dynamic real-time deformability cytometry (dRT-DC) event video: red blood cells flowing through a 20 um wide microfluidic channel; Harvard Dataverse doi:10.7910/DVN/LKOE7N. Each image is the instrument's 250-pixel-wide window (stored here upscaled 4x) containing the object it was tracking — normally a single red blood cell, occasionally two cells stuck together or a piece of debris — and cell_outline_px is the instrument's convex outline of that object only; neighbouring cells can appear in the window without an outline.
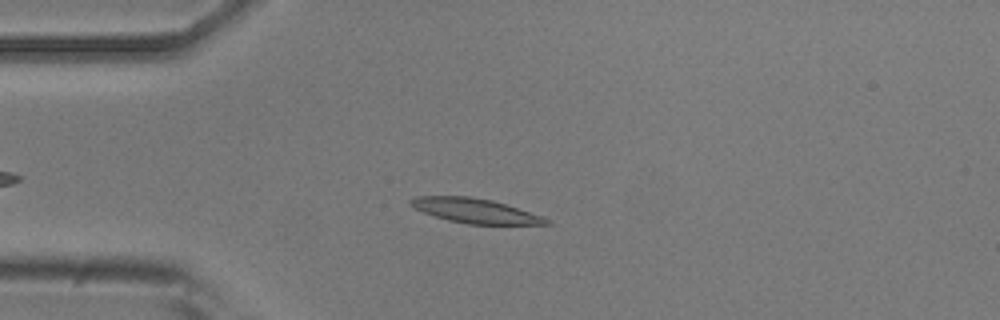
{"species": "common noctule bat (a hibernating species)", "species_latin": "Nyctalus noctula", "temperature_condition": "room temperature", "stored_images_in_passage": 42, "camera_frame_rate_fps": 3000, "um_per_image_px": 0.085, "animal": {"sex": "male", "body_mass_g": 20.5, "forearm_length_mm": 52.5}, "frame": {"image": 1, "passage_image": 3, "time_ms": 0.667, "image_size_px": [1000, 320], "cell_outline_px": [[552, 224], [468, 224], [448, 220], [412, 208], [408, 204], [408, 200], [416, 196], [468, 196], [492, 200], [544, 216]], "centroid_in_image_um": [40.35, 17.9], "position_along_channel_um": 44.6, "area_um2": 19.36}}
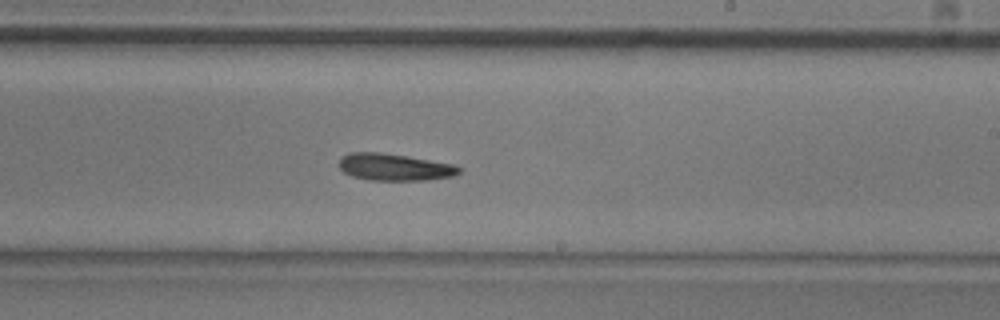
{"frame": {"image": 2, "passage_image": 21, "time_ms": 6.667, "image_size_px": [1000, 320], "cell_outline_px": [[460, 172], [456, 176], [428, 180], [368, 180], [352, 176], [344, 172], [340, 168], [340, 160], [348, 152], [380, 152], [408, 156], [452, 164], [460, 168]], "centroid_in_image_um": [33.54, 14.21], "position_along_channel_um": 255.5, "area_um2": 18.84}}
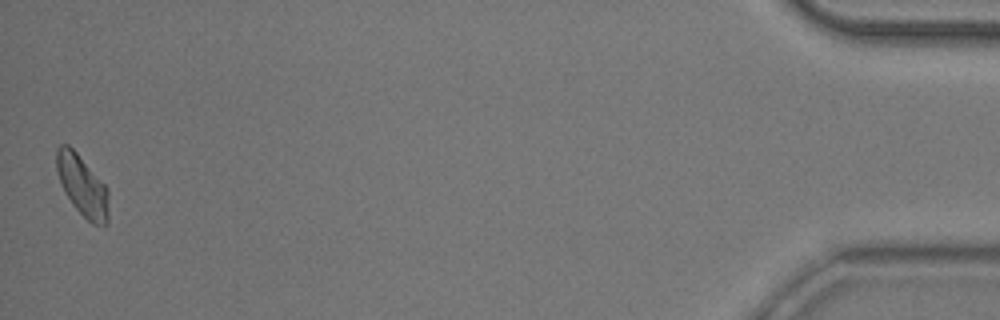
{"frame": {"image": 3, "passage_image": 42, "time_ms": 13.667, "image_size_px": [1000, 320], "cell_outline_px": [[108, 224], [92, 224], [72, 204], [64, 192], [60, 184], [56, 168], [56, 148], [60, 144], [68, 144], [76, 152], [108, 188]], "centroid_in_image_um": [6.98, 15.77], "position_along_channel_um": 428.2, "area_um2": 18.38}, "authors_computed_cell_mechanics": {"area_um2": 18.6694, "velocity_mm_per_s": 3.8026, "shape_relaxation_time_tau1_ms": 8.4611, "shape_relaxation_time_tau2_ms": 10.2865, "deformation_change_tau1": 0.1739, "deformation_change_tau2": 0.2088}}